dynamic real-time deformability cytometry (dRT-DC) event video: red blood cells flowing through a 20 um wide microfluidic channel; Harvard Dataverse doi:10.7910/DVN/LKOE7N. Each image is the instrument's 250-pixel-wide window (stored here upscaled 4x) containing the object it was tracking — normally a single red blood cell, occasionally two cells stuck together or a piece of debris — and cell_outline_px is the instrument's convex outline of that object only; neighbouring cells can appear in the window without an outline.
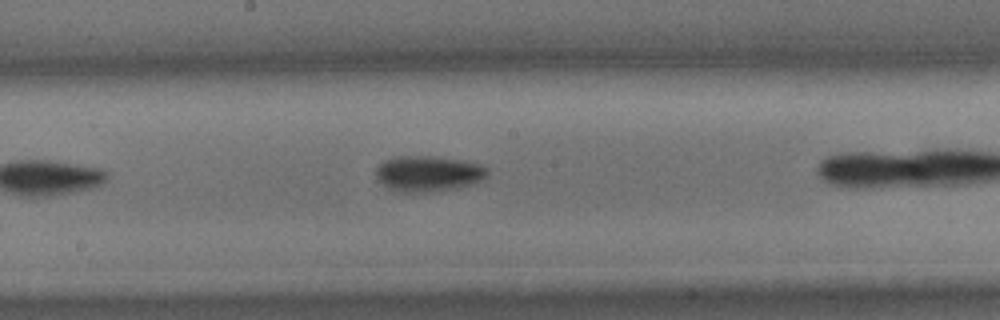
{"species": "common noctule bat (a hibernating species)", "species_latin": "Nyctalus noctula", "temperature_condition": "cold", "stored_images_in_passage": 13, "camera_frame_rate_fps": 3000, "um_per_image_px": 0.085, "animal": {"sex": "male", "body_mass_g": 15.6}, "frame": {"image": 1, "passage_image": 9, "time_ms": 2.667, "image_size_px": [1000, 320], "cell_outline_px": [[488, 172], [480, 180], [472, 184], [456, 188], [424, 192], [400, 192], [388, 188], [376, 176], [376, 168], [384, 160], [396, 156], [432, 156], [464, 160], [480, 164], [488, 168]], "centroid_in_image_um": [36.4, 14.74], "position_along_channel_um": 211.8, "area_um2": 23.06}}
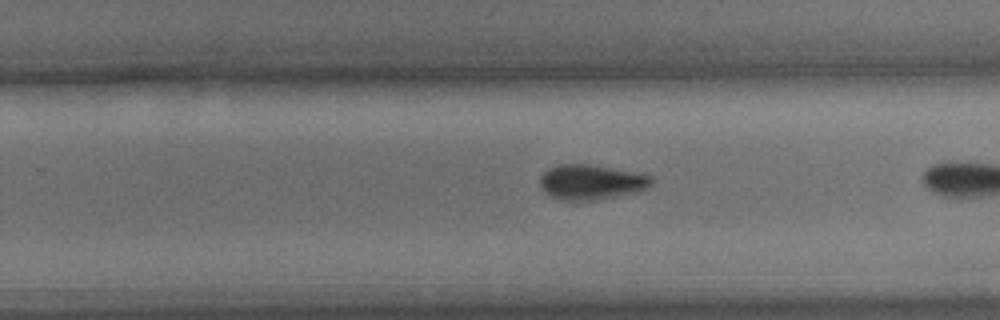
{"frame": {"image": 2, "passage_image": 12, "time_ms": 3.667, "image_size_px": [1000, 320], "cell_outline_px": [[652, 184], [636, 192], [596, 200], [564, 200], [552, 196], [544, 192], [540, 184], [540, 176], [548, 168], [560, 164], [588, 164], [652, 176]], "centroid_in_image_um": [50.2, 15.48], "position_along_channel_um": 279.6, "area_um2": 22.31}}